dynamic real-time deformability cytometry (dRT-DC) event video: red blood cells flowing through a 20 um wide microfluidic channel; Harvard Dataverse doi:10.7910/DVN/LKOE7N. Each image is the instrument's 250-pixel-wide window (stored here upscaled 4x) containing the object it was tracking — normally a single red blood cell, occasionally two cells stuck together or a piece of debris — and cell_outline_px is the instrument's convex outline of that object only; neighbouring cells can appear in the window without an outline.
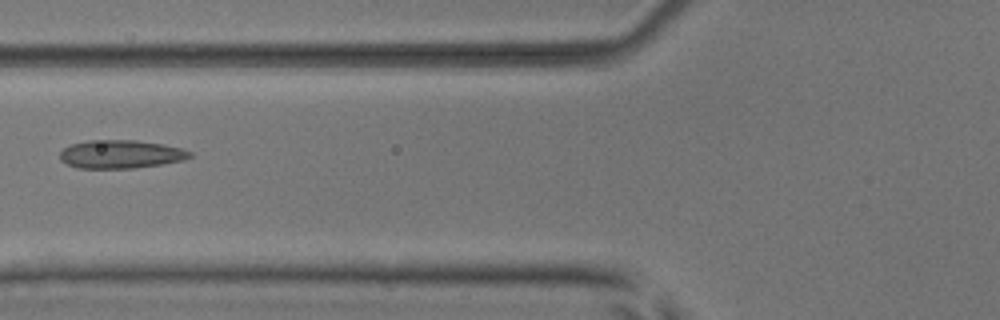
{"species": "common noctule bat (a hibernating species)", "species_latin": "Nyctalus noctula", "temperature_condition": "room temperature", "stored_images_in_passage": 7, "camera_frame_rate_fps": 3000, "um_per_image_px": 0.085, "animal": {"sex": "male", "body_mass_g": 17.9, "forearm_length_mm": 54.2}, "frame": {"image": 1, "passage_image": 7, "time_ms": 8.0, "image_size_px": [1000, 320], "cell_outline_px": [[192, 156], [184, 160], [136, 168], [76, 168], [60, 160], [60, 152], [64, 148], [72, 144], [88, 140], [136, 140], [164, 144], [180, 148], [192, 152]], "centroid_in_image_um": [10.26, 13.1], "position_along_channel_um": 115.5, "area_um2": 21.44}}